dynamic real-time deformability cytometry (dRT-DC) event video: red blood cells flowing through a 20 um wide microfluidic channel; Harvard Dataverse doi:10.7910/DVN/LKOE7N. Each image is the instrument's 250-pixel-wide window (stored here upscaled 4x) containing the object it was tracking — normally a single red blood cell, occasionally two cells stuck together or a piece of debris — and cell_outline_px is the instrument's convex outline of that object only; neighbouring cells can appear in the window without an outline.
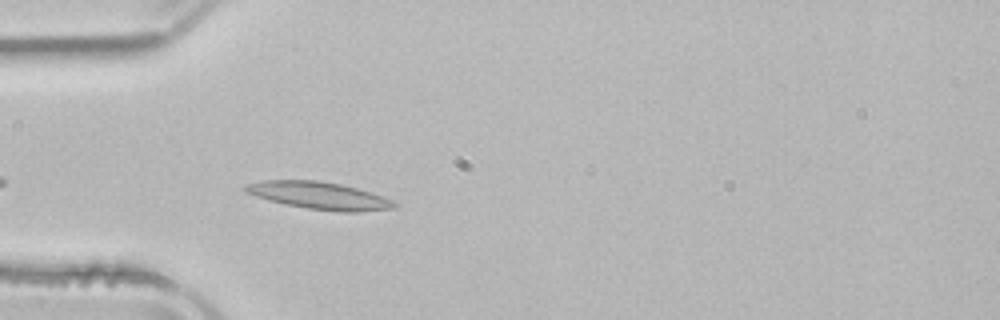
{"species": "common noctule bat (a hibernating species)", "species_latin": "Nyctalus noctula", "temperature_condition": "room temperature", "stored_images_in_passage": 3, "camera_frame_rate_fps": 3000, "um_per_image_px": 0.085, "animal": {"sex": "male", "body_mass_g": 21.5, "forearm_length_mm": 52.0}, "frame": {"image": 1, "passage_image": 3, "time_ms": 3.0, "image_size_px": [1000, 320], "cell_outline_px": [[400, 204], [396, 208], [356, 212], [340, 212], [308, 208], [284, 204], [256, 196], [244, 192], [244, 184], [264, 180], [320, 180], [340, 184], [356, 188], [392, 200]], "centroid_in_image_um": [27.12, 16.62], "position_along_channel_um": 57.9, "area_um2": 23.64}}